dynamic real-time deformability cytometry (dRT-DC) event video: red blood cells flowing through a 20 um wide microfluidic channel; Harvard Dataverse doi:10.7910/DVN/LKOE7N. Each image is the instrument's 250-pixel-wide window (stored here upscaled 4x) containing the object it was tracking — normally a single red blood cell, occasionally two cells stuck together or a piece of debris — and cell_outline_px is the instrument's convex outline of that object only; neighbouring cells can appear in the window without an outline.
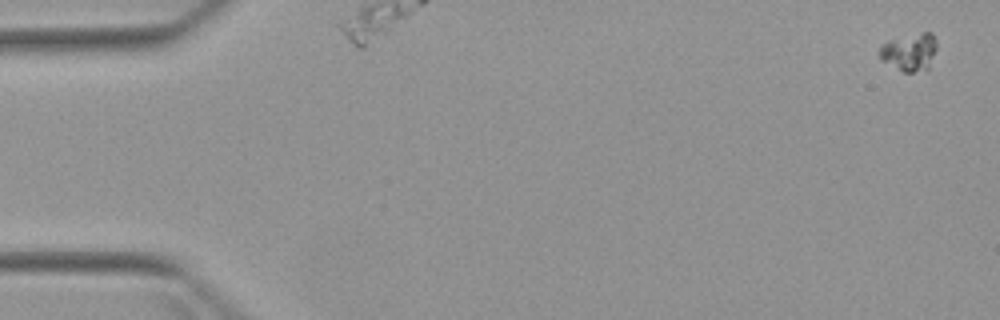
{"species": "Egyptian fruit bat (a non-hibernating species)", "species_latin": "Rousettus aegyptiacus", "temperature_condition": "warm", "stored_images_in_passage": 5, "camera_frame_rate_fps": 3000, "um_per_image_px": 0.085, "animal": {"sex": "female"}, "frame": {"image": 1, "passage_image": 1, "time_ms": 0.0, "image_size_px": [1000, 320], "cell_outline_px": [[936, 48], [928, 68], [912, 72], [904, 72], [880, 60], [880, 48], [888, 40], [924, 32], [932, 32], [936, 40]], "centroid_in_image_um": [77.31, 4.41], "position_along_channel_um": 7.7, "area_um2": 12.25}}
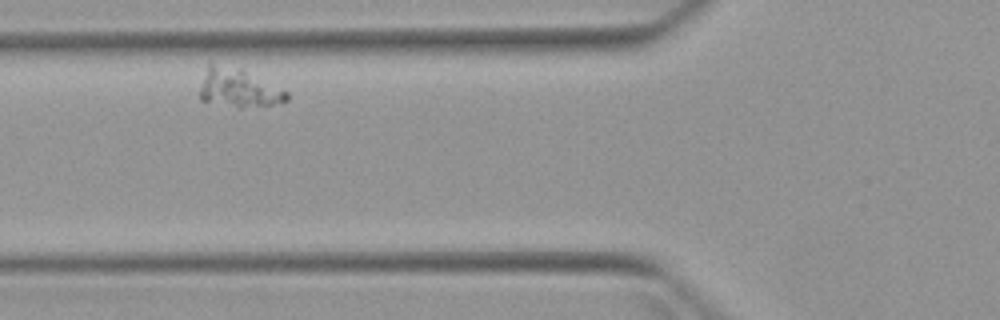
{"frame": {"image": 2, "passage_image": 3, "time_ms": 2.0, "image_size_px": [1000, 320], "cell_outline_px": [[288, 100], [272, 104], [240, 108], [236, 108], [200, 100], [200, 88], [208, 60], [212, 60], [240, 68], [288, 92]], "centroid_in_image_um": [20.19, 7.44], "position_along_channel_um": 105.6, "area_um2": 19.77}}
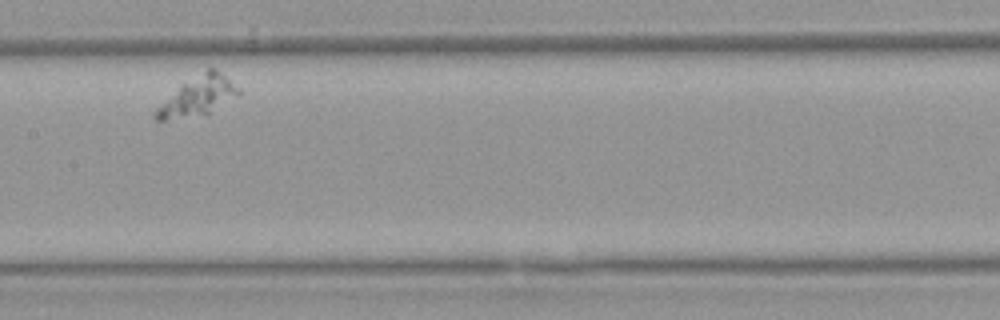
{"frame": {"image": 3, "passage_image": 5, "time_ms": 4.667, "image_size_px": [1000, 320], "cell_outline_px": [[240, 92], [208, 112], [164, 120], [156, 120], [152, 116], [152, 112], [156, 108], [184, 84], [208, 68], [216, 68], [240, 88]], "centroid_in_image_um": [16.8, 8.15], "position_along_channel_um": 190.6, "area_um2": 17.57}}